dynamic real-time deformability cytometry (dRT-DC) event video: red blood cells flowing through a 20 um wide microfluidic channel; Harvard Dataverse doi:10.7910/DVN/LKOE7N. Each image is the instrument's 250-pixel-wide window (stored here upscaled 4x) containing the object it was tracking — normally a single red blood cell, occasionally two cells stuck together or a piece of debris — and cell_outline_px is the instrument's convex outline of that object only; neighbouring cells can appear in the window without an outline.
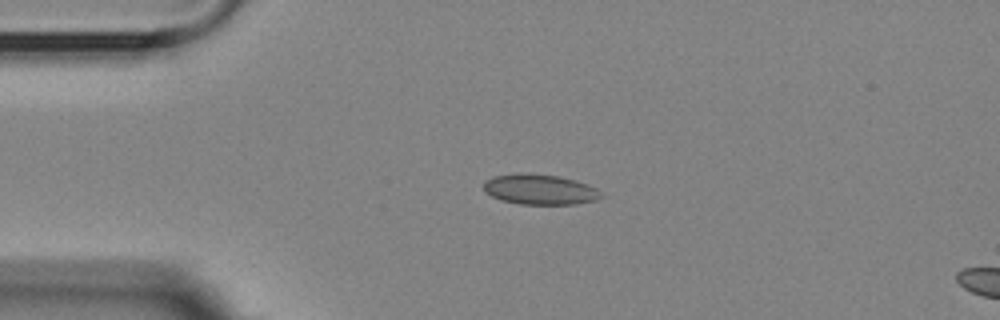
{"species": "Egyptian fruit bat (a non-hibernating species)", "species_latin": "Rousettus aegyptiacus", "temperature_condition": "room temperature", "stored_images_in_passage": 4, "segment_of_instrument_passage": [1, 2], "camera_frame_rate_fps": 3000, "um_per_image_px": 0.085, "animal": {"sex": "female"}, "frame": {"image": 1, "passage_image": 2, "time_ms": 2.0, "image_size_px": [1000, 320], "cell_outline_px": [[604, 196], [596, 200], [576, 204], [520, 204], [500, 200], [484, 192], [484, 180], [492, 176], [556, 176], [588, 184], [596, 188]], "centroid_in_image_um": [45.91, 16.16], "position_along_channel_um": 39.1, "area_um2": 19.88}}